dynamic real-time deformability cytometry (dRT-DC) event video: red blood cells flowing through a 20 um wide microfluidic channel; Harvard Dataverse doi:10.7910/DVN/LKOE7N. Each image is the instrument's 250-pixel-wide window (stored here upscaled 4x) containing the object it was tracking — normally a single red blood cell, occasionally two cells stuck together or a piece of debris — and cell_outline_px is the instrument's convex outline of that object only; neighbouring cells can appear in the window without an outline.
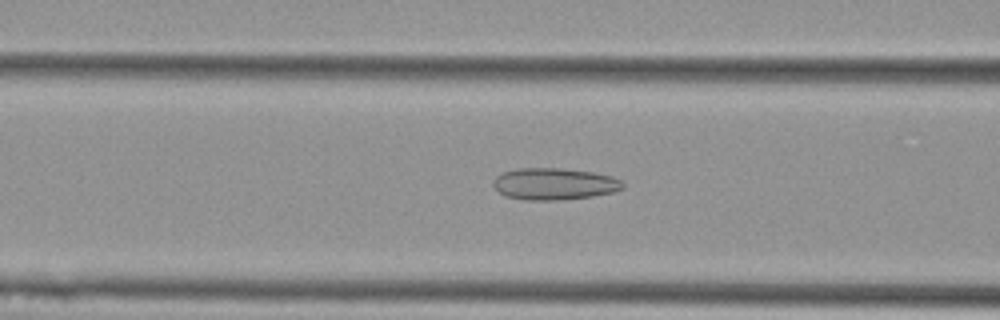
{"species": "Egyptian fruit bat (a non-hibernating species)", "species_latin": "Rousettus aegyptiacus", "temperature_condition": "cold", "stored_images_in_passage": 48, "camera_frame_rate_fps": 3000, "um_per_image_px": 0.085, "animal": {"sex": "female"}, "frame": {"image": 1, "passage_image": 15, "time_ms": 4.667, "image_size_px": [1000, 320], "cell_outline_px": [[624, 188], [612, 192], [592, 196], [556, 200], [524, 200], [504, 196], [492, 184], [492, 180], [496, 176], [504, 172], [516, 168], [560, 168], [592, 172], [612, 176], [620, 180], [624, 184]], "centroid_in_image_um": [47.08, 15.63], "position_along_channel_um": 119.5, "area_um2": 23.99}}
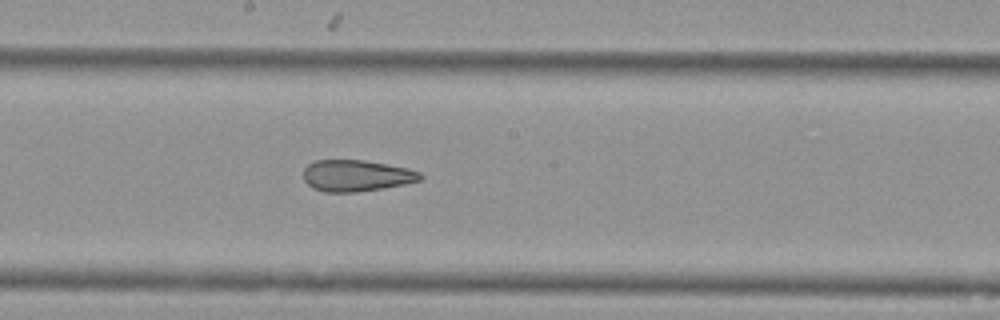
{"frame": {"image": 2, "passage_image": 23, "time_ms": 7.333, "image_size_px": [1000, 320], "cell_outline_px": [[424, 176], [420, 180], [404, 184], [384, 188], [356, 192], [324, 192], [312, 188], [304, 180], [304, 168], [308, 164], [316, 160], [364, 160], [408, 168], [420, 172]], "centroid_in_image_um": [30.29, 14.93], "position_along_channel_um": 217.9, "area_um2": 21.44}}
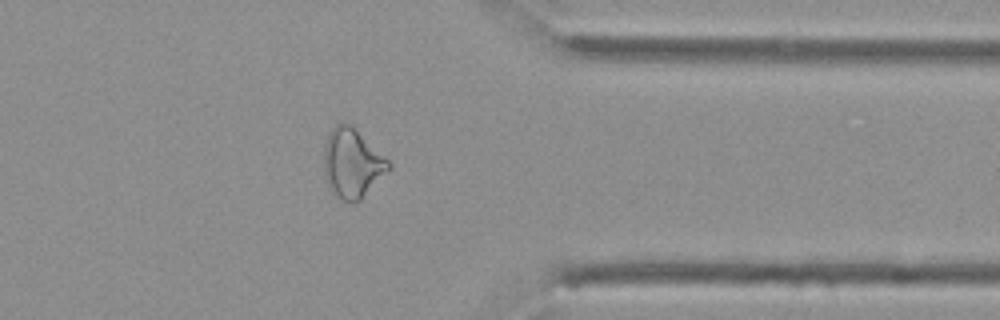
{"frame": {"image": 3, "passage_image": 37, "time_ms": 12.0, "image_size_px": [1000, 320], "cell_outline_px": [[392, 168], [356, 204], [344, 200], [332, 192], [328, 184], [324, 172], [324, 144], [328, 132], [336, 124], [344, 120], [388, 160], [392, 164]], "centroid_in_image_um": [29.92, 13.89], "position_along_channel_um": 381.5, "area_um2": 25.84}, "authors_computed_cell_mechanics": {"area_um2": 25.5765, "velocity_mm_per_s": 3.703, "shape_relaxation_time_tau1_ms": null, "shape_relaxation_time_tau2_ms": 2.4329, "deformation_change_tau1": null, "deformation_change_tau2": 0.1126}}